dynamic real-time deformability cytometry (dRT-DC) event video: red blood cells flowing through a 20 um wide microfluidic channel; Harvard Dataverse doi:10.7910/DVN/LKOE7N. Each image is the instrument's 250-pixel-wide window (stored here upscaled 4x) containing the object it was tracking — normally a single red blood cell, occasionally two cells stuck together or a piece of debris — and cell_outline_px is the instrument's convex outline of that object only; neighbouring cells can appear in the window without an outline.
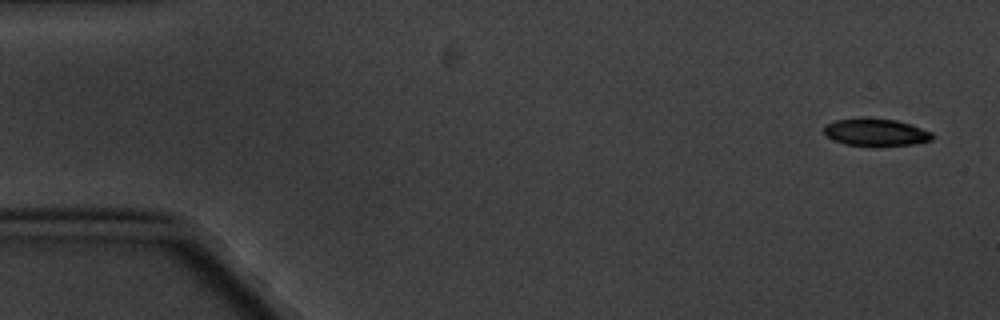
{"species": "common noctule bat (a hibernating species)", "species_latin": "Nyctalus noctula", "temperature_condition": "cold", "stored_images_in_passage": 4, "camera_frame_rate_fps": 3000, "um_per_image_px": 0.085, "animal": {"sex": "male", "body_mass_g": 20.1, "forearm_length_mm": 53.5}, "frame": {"image": 1, "passage_image": 1, "time_ms": 0.0, "image_size_px": [1000, 320], "cell_outline_px": [[936, 136], [932, 140], [912, 144], [880, 148], [872, 148], [844, 144], [828, 136], [824, 132], [824, 124], [836, 120], [860, 116], [896, 120], [912, 124], [932, 132]], "centroid_in_image_um": [74.47, 11.25], "position_along_channel_um": 10.5, "area_um2": 18.21}}